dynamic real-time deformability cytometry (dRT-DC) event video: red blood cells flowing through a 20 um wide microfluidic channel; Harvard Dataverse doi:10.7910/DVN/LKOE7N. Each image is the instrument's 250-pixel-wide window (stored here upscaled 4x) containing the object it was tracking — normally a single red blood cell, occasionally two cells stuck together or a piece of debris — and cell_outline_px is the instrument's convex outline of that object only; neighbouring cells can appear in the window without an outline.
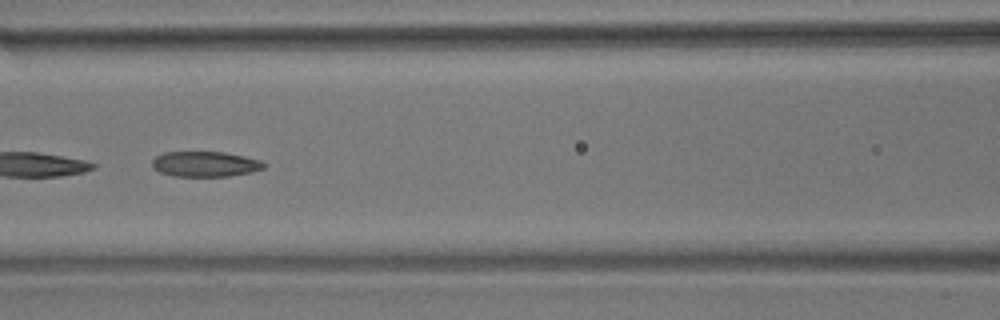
{"species": "common noctule bat (a hibernating species)", "species_latin": "Nyctalus noctula", "temperature_condition": "room temperature", "stored_images_in_passage": 8, "camera_frame_rate_fps": 3000, "um_per_image_px": 0.085, "animal": {"sex": "male", "body_mass_g": 17.9}, "frame": {"image": 1, "passage_image": 7, "time_ms": 7.0, "image_size_px": [1000, 320], "cell_outline_px": [[264, 168], [252, 172], [228, 176], [172, 176], [160, 172], [152, 168], [152, 160], [156, 156], [164, 152], [224, 152], [244, 156], [260, 160], [264, 164]], "centroid_in_image_um": [17.41, 13.94], "position_along_channel_um": 149.2, "area_um2": 16.47}}
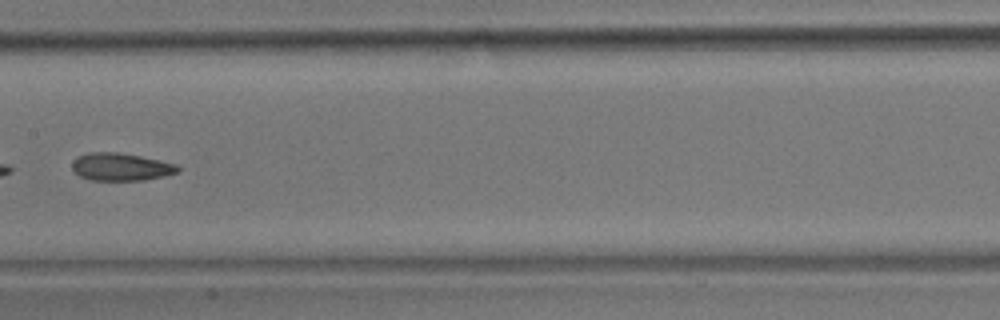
{"frame": {"image": 2, "passage_image": 8, "time_ms": 8.333, "image_size_px": [1000, 320], "cell_outline_px": [[180, 172], [164, 176], [144, 180], [92, 180], [80, 176], [72, 168], [72, 160], [88, 152], [116, 152], [140, 156], [176, 164], [180, 168]], "centroid_in_image_um": [10.29, 14.18], "position_along_channel_um": 197.1, "area_um2": 16.94}}